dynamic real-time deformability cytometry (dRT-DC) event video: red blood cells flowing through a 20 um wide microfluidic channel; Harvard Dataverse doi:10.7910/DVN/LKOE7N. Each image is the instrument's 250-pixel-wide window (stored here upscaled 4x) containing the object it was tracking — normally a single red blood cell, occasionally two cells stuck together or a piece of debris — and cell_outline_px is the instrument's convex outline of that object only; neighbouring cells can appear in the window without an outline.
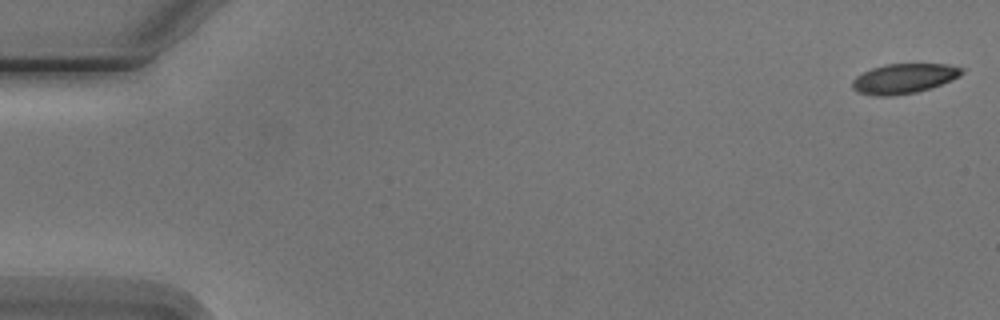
{"species": "Egyptian fruit bat (a non-hibernating species)", "species_latin": "Rousettus aegyptiacus", "temperature_condition": "cold", "stored_images_in_passage": 6, "camera_frame_rate_fps": 3000, "um_per_image_px": 0.085, "animal": {"sex": "male"}, "frame": {"image": 1, "passage_image": 1, "time_ms": 0.0, "image_size_px": [1000, 320], "cell_outline_px": [[964, 72], [960, 76], [952, 80], [916, 92], [892, 96], [876, 96], [856, 92], [852, 88], [852, 80], [856, 76], [872, 68], [884, 64], [948, 64], [964, 68]], "centroid_in_image_um": [76.82, 6.67], "position_along_channel_um": 8.2, "area_um2": 19.07}}
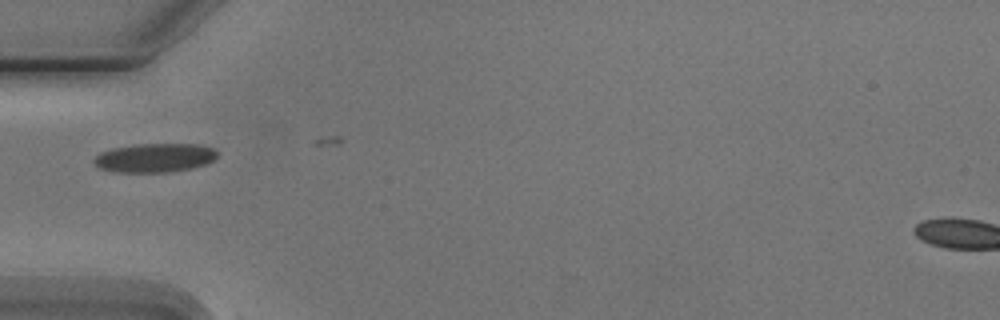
{"frame": {"image": 2, "passage_image": 5, "time_ms": 5.667, "image_size_px": [1000, 320], "cell_outline_px": [[216, 156], [212, 160], [204, 164], [192, 168], [168, 172], [116, 172], [100, 168], [92, 160], [100, 152], [112, 148], [136, 144], [196, 144], [212, 148], [216, 152]], "centroid_in_image_um": [13.11, 13.41], "position_along_channel_um": 71.9, "area_um2": 20.58}}